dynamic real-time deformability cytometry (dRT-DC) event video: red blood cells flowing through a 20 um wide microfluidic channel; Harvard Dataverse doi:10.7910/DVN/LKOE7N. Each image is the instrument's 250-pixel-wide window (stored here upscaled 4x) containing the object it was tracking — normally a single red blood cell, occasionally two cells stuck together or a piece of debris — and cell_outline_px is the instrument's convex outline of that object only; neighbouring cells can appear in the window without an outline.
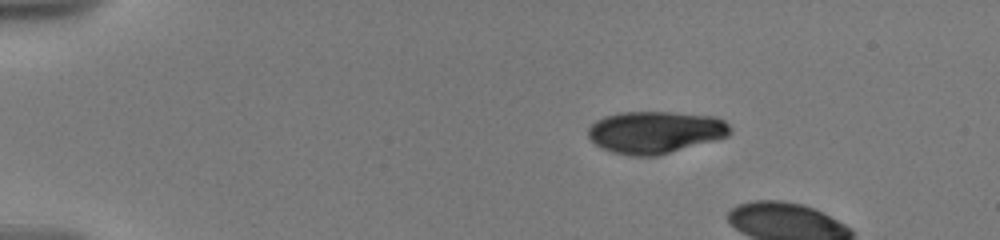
{"species": "human", "species_latin": "Homo sapiens", "temperature_condition": "warm", "stored_images_in_passage": 4, "camera_frame_rate_fps": 3000, "um_per_image_px": 0.085, "donor": {"sex": "male"}, "frame": {"image": 1, "passage_image": 1, "time_ms": 0.0, "image_size_px": [1000, 240], "cell_outline_px": [[732, 132], [728, 136], [716, 140], [656, 156], [628, 156], [612, 152], [600, 148], [588, 136], [588, 128], [596, 120], [604, 116], [620, 112], [672, 112], [716, 116], [724, 120], [732, 128]], "centroid_in_image_um": [55.71, 11.23], "position_along_channel_um": 29.3, "area_um2": 35.2}}